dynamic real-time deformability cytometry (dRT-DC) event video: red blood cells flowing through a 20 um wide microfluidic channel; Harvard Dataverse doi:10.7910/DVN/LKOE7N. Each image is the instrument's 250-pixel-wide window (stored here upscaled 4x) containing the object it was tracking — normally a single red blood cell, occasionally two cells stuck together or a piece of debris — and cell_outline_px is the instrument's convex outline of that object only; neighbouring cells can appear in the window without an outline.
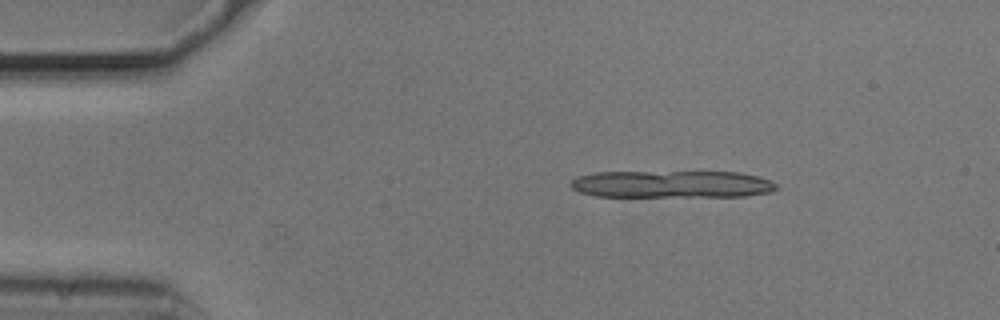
{"species": "common noctule bat (a hibernating species)", "species_latin": "Nyctalus noctula", "temperature_condition": "cold", "stored_images_in_passage": 7, "camera_frame_rate_fps": 3000, "um_per_image_px": 0.085, "animal": {"sex": "male", "body_mass_g": 20.5, "forearm_length_mm": 52.5}, "frame": {"image": 1, "passage_image": 1, "time_ms": 0.0, "image_size_px": [1000, 320], "cell_outline_px": [[776, 188], [772, 192], [744, 196], [596, 196], [580, 192], [572, 188], [568, 184], [576, 176], [596, 172], [740, 172], [772, 180], [776, 184]], "centroid_in_image_um": [57.09, 15.65], "position_along_channel_um": 27.9, "area_um2": 32.66}}